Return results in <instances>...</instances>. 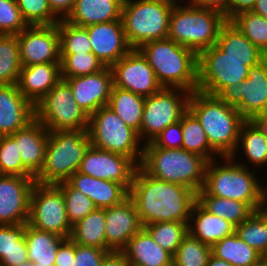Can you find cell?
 <instances>
[{"instance_id":"cell-1","label":"cell","mask_w":267,"mask_h":266,"mask_svg":"<svg viewBox=\"0 0 267 266\" xmlns=\"http://www.w3.org/2000/svg\"><path fill=\"white\" fill-rule=\"evenodd\" d=\"M143 226L155 222L189 223L197 193L180 184L161 181L146 174L139 166L129 191Z\"/></svg>"},{"instance_id":"cell-2","label":"cell","mask_w":267,"mask_h":266,"mask_svg":"<svg viewBox=\"0 0 267 266\" xmlns=\"http://www.w3.org/2000/svg\"><path fill=\"white\" fill-rule=\"evenodd\" d=\"M210 160L205 170L203 189L217 197L248 203L255 211L267 207V186L257 178L249 163L231 157ZM223 161V162H222ZM250 168V169H249Z\"/></svg>"},{"instance_id":"cell-3","label":"cell","mask_w":267,"mask_h":266,"mask_svg":"<svg viewBox=\"0 0 267 266\" xmlns=\"http://www.w3.org/2000/svg\"><path fill=\"white\" fill-rule=\"evenodd\" d=\"M188 109L205 130L210 147L220 157H231L246 121L237 108L227 105L218 96L196 90L190 95Z\"/></svg>"},{"instance_id":"cell-4","label":"cell","mask_w":267,"mask_h":266,"mask_svg":"<svg viewBox=\"0 0 267 266\" xmlns=\"http://www.w3.org/2000/svg\"><path fill=\"white\" fill-rule=\"evenodd\" d=\"M139 167L149 176L161 181L183 185L198 193L205 182L208 161L183 148L164 149L152 142L143 144Z\"/></svg>"},{"instance_id":"cell-5","label":"cell","mask_w":267,"mask_h":266,"mask_svg":"<svg viewBox=\"0 0 267 266\" xmlns=\"http://www.w3.org/2000/svg\"><path fill=\"white\" fill-rule=\"evenodd\" d=\"M166 88L197 90L198 55L170 38L147 42L138 49Z\"/></svg>"},{"instance_id":"cell-6","label":"cell","mask_w":267,"mask_h":266,"mask_svg":"<svg viewBox=\"0 0 267 266\" xmlns=\"http://www.w3.org/2000/svg\"><path fill=\"white\" fill-rule=\"evenodd\" d=\"M180 3V4H178ZM178 0L172 9L168 38L192 49L197 55L216 45L227 17L218 11L193 6Z\"/></svg>"},{"instance_id":"cell-7","label":"cell","mask_w":267,"mask_h":266,"mask_svg":"<svg viewBox=\"0 0 267 266\" xmlns=\"http://www.w3.org/2000/svg\"><path fill=\"white\" fill-rule=\"evenodd\" d=\"M90 146L87 130L49 131L44 164L34 177L35 183L57 184L67 181L78 171Z\"/></svg>"},{"instance_id":"cell-8","label":"cell","mask_w":267,"mask_h":266,"mask_svg":"<svg viewBox=\"0 0 267 266\" xmlns=\"http://www.w3.org/2000/svg\"><path fill=\"white\" fill-rule=\"evenodd\" d=\"M177 0H124L121 20L132 49L168 38L170 16Z\"/></svg>"},{"instance_id":"cell-9","label":"cell","mask_w":267,"mask_h":266,"mask_svg":"<svg viewBox=\"0 0 267 266\" xmlns=\"http://www.w3.org/2000/svg\"><path fill=\"white\" fill-rule=\"evenodd\" d=\"M88 136L94 148L121 154L137 166L143 156V147L138 133L127 126L107 105L89 117Z\"/></svg>"},{"instance_id":"cell-10","label":"cell","mask_w":267,"mask_h":266,"mask_svg":"<svg viewBox=\"0 0 267 266\" xmlns=\"http://www.w3.org/2000/svg\"><path fill=\"white\" fill-rule=\"evenodd\" d=\"M261 62L262 59L229 58L213 45L198 54L197 90L217 96L225 87L244 81L249 68Z\"/></svg>"},{"instance_id":"cell-11","label":"cell","mask_w":267,"mask_h":266,"mask_svg":"<svg viewBox=\"0 0 267 266\" xmlns=\"http://www.w3.org/2000/svg\"><path fill=\"white\" fill-rule=\"evenodd\" d=\"M34 107L35 118L49 131L88 129L90 116L78 105L72 89L63 79Z\"/></svg>"},{"instance_id":"cell-12","label":"cell","mask_w":267,"mask_h":266,"mask_svg":"<svg viewBox=\"0 0 267 266\" xmlns=\"http://www.w3.org/2000/svg\"><path fill=\"white\" fill-rule=\"evenodd\" d=\"M190 95L191 92L186 89L163 87L159 92L145 98L138 133L142 144L152 142L165 128L181 120L188 110Z\"/></svg>"},{"instance_id":"cell-13","label":"cell","mask_w":267,"mask_h":266,"mask_svg":"<svg viewBox=\"0 0 267 266\" xmlns=\"http://www.w3.org/2000/svg\"><path fill=\"white\" fill-rule=\"evenodd\" d=\"M28 224L41 231L70 237L72 226L67 219L64 196L55 184H34Z\"/></svg>"},{"instance_id":"cell-14","label":"cell","mask_w":267,"mask_h":266,"mask_svg":"<svg viewBox=\"0 0 267 266\" xmlns=\"http://www.w3.org/2000/svg\"><path fill=\"white\" fill-rule=\"evenodd\" d=\"M217 96L246 120L267 112V65L261 62L250 67L244 81L225 87Z\"/></svg>"},{"instance_id":"cell-15","label":"cell","mask_w":267,"mask_h":266,"mask_svg":"<svg viewBox=\"0 0 267 266\" xmlns=\"http://www.w3.org/2000/svg\"><path fill=\"white\" fill-rule=\"evenodd\" d=\"M111 69L114 87L131 91L145 98L163 88L147 59L138 49H132Z\"/></svg>"},{"instance_id":"cell-16","label":"cell","mask_w":267,"mask_h":266,"mask_svg":"<svg viewBox=\"0 0 267 266\" xmlns=\"http://www.w3.org/2000/svg\"><path fill=\"white\" fill-rule=\"evenodd\" d=\"M21 67L60 63V34L54 25L28 26L17 35Z\"/></svg>"},{"instance_id":"cell-17","label":"cell","mask_w":267,"mask_h":266,"mask_svg":"<svg viewBox=\"0 0 267 266\" xmlns=\"http://www.w3.org/2000/svg\"><path fill=\"white\" fill-rule=\"evenodd\" d=\"M34 176L0 174V225L28 223Z\"/></svg>"},{"instance_id":"cell-18","label":"cell","mask_w":267,"mask_h":266,"mask_svg":"<svg viewBox=\"0 0 267 266\" xmlns=\"http://www.w3.org/2000/svg\"><path fill=\"white\" fill-rule=\"evenodd\" d=\"M138 166L128 157L90 146L82 159L78 172L123 185L130 191Z\"/></svg>"},{"instance_id":"cell-19","label":"cell","mask_w":267,"mask_h":266,"mask_svg":"<svg viewBox=\"0 0 267 266\" xmlns=\"http://www.w3.org/2000/svg\"><path fill=\"white\" fill-rule=\"evenodd\" d=\"M61 78L70 86L76 102L89 116L108 104L114 86L111 67L90 75Z\"/></svg>"},{"instance_id":"cell-20","label":"cell","mask_w":267,"mask_h":266,"mask_svg":"<svg viewBox=\"0 0 267 266\" xmlns=\"http://www.w3.org/2000/svg\"><path fill=\"white\" fill-rule=\"evenodd\" d=\"M142 228L135 203L130 197L121 204L105 208L106 250L122 252Z\"/></svg>"},{"instance_id":"cell-21","label":"cell","mask_w":267,"mask_h":266,"mask_svg":"<svg viewBox=\"0 0 267 266\" xmlns=\"http://www.w3.org/2000/svg\"><path fill=\"white\" fill-rule=\"evenodd\" d=\"M85 28L91 42L92 53L105 67H112L132 50L126 39L122 20L94 24Z\"/></svg>"},{"instance_id":"cell-22","label":"cell","mask_w":267,"mask_h":266,"mask_svg":"<svg viewBox=\"0 0 267 266\" xmlns=\"http://www.w3.org/2000/svg\"><path fill=\"white\" fill-rule=\"evenodd\" d=\"M34 118L35 107L17 84L0 85V136L13 134Z\"/></svg>"},{"instance_id":"cell-23","label":"cell","mask_w":267,"mask_h":266,"mask_svg":"<svg viewBox=\"0 0 267 266\" xmlns=\"http://www.w3.org/2000/svg\"><path fill=\"white\" fill-rule=\"evenodd\" d=\"M9 136L18 145L23 166L35 177L44 164L49 130L34 118Z\"/></svg>"},{"instance_id":"cell-24","label":"cell","mask_w":267,"mask_h":266,"mask_svg":"<svg viewBox=\"0 0 267 266\" xmlns=\"http://www.w3.org/2000/svg\"><path fill=\"white\" fill-rule=\"evenodd\" d=\"M67 182L90 198L96 208H108L121 204L129 197V191L121 184L94 178L76 171Z\"/></svg>"},{"instance_id":"cell-25","label":"cell","mask_w":267,"mask_h":266,"mask_svg":"<svg viewBox=\"0 0 267 266\" xmlns=\"http://www.w3.org/2000/svg\"><path fill=\"white\" fill-rule=\"evenodd\" d=\"M60 63L33 64L21 67L19 91L33 104H37L60 80Z\"/></svg>"},{"instance_id":"cell-26","label":"cell","mask_w":267,"mask_h":266,"mask_svg":"<svg viewBox=\"0 0 267 266\" xmlns=\"http://www.w3.org/2000/svg\"><path fill=\"white\" fill-rule=\"evenodd\" d=\"M188 232L192 237L213 247L218 241L232 235L235 226L226 219L209 213L196 201L191 210Z\"/></svg>"},{"instance_id":"cell-27","label":"cell","mask_w":267,"mask_h":266,"mask_svg":"<svg viewBox=\"0 0 267 266\" xmlns=\"http://www.w3.org/2000/svg\"><path fill=\"white\" fill-rule=\"evenodd\" d=\"M123 2L124 0H76L64 20L80 27L121 20Z\"/></svg>"},{"instance_id":"cell-28","label":"cell","mask_w":267,"mask_h":266,"mask_svg":"<svg viewBox=\"0 0 267 266\" xmlns=\"http://www.w3.org/2000/svg\"><path fill=\"white\" fill-rule=\"evenodd\" d=\"M130 266H172L173 256L153 241L142 228L122 251Z\"/></svg>"},{"instance_id":"cell-29","label":"cell","mask_w":267,"mask_h":266,"mask_svg":"<svg viewBox=\"0 0 267 266\" xmlns=\"http://www.w3.org/2000/svg\"><path fill=\"white\" fill-rule=\"evenodd\" d=\"M28 259L36 265H54L59 245L66 239L57 234L41 231L26 223L24 232Z\"/></svg>"},{"instance_id":"cell-30","label":"cell","mask_w":267,"mask_h":266,"mask_svg":"<svg viewBox=\"0 0 267 266\" xmlns=\"http://www.w3.org/2000/svg\"><path fill=\"white\" fill-rule=\"evenodd\" d=\"M240 151L245 154L242 157L247 158L250 166H256L254 170L267 165V139L252 120H246L242 124L238 144L231 158L238 160L237 156L241 154Z\"/></svg>"},{"instance_id":"cell-31","label":"cell","mask_w":267,"mask_h":266,"mask_svg":"<svg viewBox=\"0 0 267 266\" xmlns=\"http://www.w3.org/2000/svg\"><path fill=\"white\" fill-rule=\"evenodd\" d=\"M197 202L209 213L226 219L235 227L255 212L248 203L209 195L203 188L197 193Z\"/></svg>"},{"instance_id":"cell-32","label":"cell","mask_w":267,"mask_h":266,"mask_svg":"<svg viewBox=\"0 0 267 266\" xmlns=\"http://www.w3.org/2000/svg\"><path fill=\"white\" fill-rule=\"evenodd\" d=\"M69 238L79 245L106 250L105 209L96 208L74 224Z\"/></svg>"},{"instance_id":"cell-33","label":"cell","mask_w":267,"mask_h":266,"mask_svg":"<svg viewBox=\"0 0 267 266\" xmlns=\"http://www.w3.org/2000/svg\"><path fill=\"white\" fill-rule=\"evenodd\" d=\"M144 104L145 97L113 86L107 106L111 108L127 126L139 133Z\"/></svg>"},{"instance_id":"cell-34","label":"cell","mask_w":267,"mask_h":266,"mask_svg":"<svg viewBox=\"0 0 267 266\" xmlns=\"http://www.w3.org/2000/svg\"><path fill=\"white\" fill-rule=\"evenodd\" d=\"M216 45L235 59H262L259 50L230 20L222 26Z\"/></svg>"},{"instance_id":"cell-35","label":"cell","mask_w":267,"mask_h":266,"mask_svg":"<svg viewBox=\"0 0 267 266\" xmlns=\"http://www.w3.org/2000/svg\"><path fill=\"white\" fill-rule=\"evenodd\" d=\"M212 254L232 266H249L262 259V255L248 246L235 232L218 241L212 247Z\"/></svg>"},{"instance_id":"cell-36","label":"cell","mask_w":267,"mask_h":266,"mask_svg":"<svg viewBox=\"0 0 267 266\" xmlns=\"http://www.w3.org/2000/svg\"><path fill=\"white\" fill-rule=\"evenodd\" d=\"M182 133L183 149L204 157L208 162L219 159L220 156L210 147L205 130L189 109L182 116Z\"/></svg>"},{"instance_id":"cell-37","label":"cell","mask_w":267,"mask_h":266,"mask_svg":"<svg viewBox=\"0 0 267 266\" xmlns=\"http://www.w3.org/2000/svg\"><path fill=\"white\" fill-rule=\"evenodd\" d=\"M21 62L17 35L0 34V85L19 81Z\"/></svg>"},{"instance_id":"cell-38","label":"cell","mask_w":267,"mask_h":266,"mask_svg":"<svg viewBox=\"0 0 267 266\" xmlns=\"http://www.w3.org/2000/svg\"><path fill=\"white\" fill-rule=\"evenodd\" d=\"M235 233L263 256L267 252V207L255 211L248 219L236 226Z\"/></svg>"},{"instance_id":"cell-39","label":"cell","mask_w":267,"mask_h":266,"mask_svg":"<svg viewBox=\"0 0 267 266\" xmlns=\"http://www.w3.org/2000/svg\"><path fill=\"white\" fill-rule=\"evenodd\" d=\"M143 228L150 234L153 241L172 256L189 234L188 223L178 221L155 222Z\"/></svg>"},{"instance_id":"cell-40","label":"cell","mask_w":267,"mask_h":266,"mask_svg":"<svg viewBox=\"0 0 267 266\" xmlns=\"http://www.w3.org/2000/svg\"><path fill=\"white\" fill-rule=\"evenodd\" d=\"M212 254V247L188 234L175 254L172 266H206Z\"/></svg>"},{"instance_id":"cell-41","label":"cell","mask_w":267,"mask_h":266,"mask_svg":"<svg viewBox=\"0 0 267 266\" xmlns=\"http://www.w3.org/2000/svg\"><path fill=\"white\" fill-rule=\"evenodd\" d=\"M230 21L261 51L267 47V19L252 11L234 15Z\"/></svg>"},{"instance_id":"cell-42","label":"cell","mask_w":267,"mask_h":266,"mask_svg":"<svg viewBox=\"0 0 267 266\" xmlns=\"http://www.w3.org/2000/svg\"><path fill=\"white\" fill-rule=\"evenodd\" d=\"M60 54L90 53L91 42L85 27L76 26L61 19L58 22Z\"/></svg>"},{"instance_id":"cell-43","label":"cell","mask_w":267,"mask_h":266,"mask_svg":"<svg viewBox=\"0 0 267 266\" xmlns=\"http://www.w3.org/2000/svg\"><path fill=\"white\" fill-rule=\"evenodd\" d=\"M61 77H78L97 73L105 68L92 53L60 54Z\"/></svg>"},{"instance_id":"cell-44","label":"cell","mask_w":267,"mask_h":266,"mask_svg":"<svg viewBox=\"0 0 267 266\" xmlns=\"http://www.w3.org/2000/svg\"><path fill=\"white\" fill-rule=\"evenodd\" d=\"M55 185L62 191L64 196L67 219L71 226L96 209L90 198L74 189L67 181Z\"/></svg>"},{"instance_id":"cell-45","label":"cell","mask_w":267,"mask_h":266,"mask_svg":"<svg viewBox=\"0 0 267 266\" xmlns=\"http://www.w3.org/2000/svg\"><path fill=\"white\" fill-rule=\"evenodd\" d=\"M0 174L33 176L23 166L18 145L9 135L0 136Z\"/></svg>"},{"instance_id":"cell-46","label":"cell","mask_w":267,"mask_h":266,"mask_svg":"<svg viewBox=\"0 0 267 266\" xmlns=\"http://www.w3.org/2000/svg\"><path fill=\"white\" fill-rule=\"evenodd\" d=\"M23 18L29 26L54 25L60 19L52 12L48 0H16Z\"/></svg>"},{"instance_id":"cell-47","label":"cell","mask_w":267,"mask_h":266,"mask_svg":"<svg viewBox=\"0 0 267 266\" xmlns=\"http://www.w3.org/2000/svg\"><path fill=\"white\" fill-rule=\"evenodd\" d=\"M28 26L16 0H0V34L18 35Z\"/></svg>"},{"instance_id":"cell-48","label":"cell","mask_w":267,"mask_h":266,"mask_svg":"<svg viewBox=\"0 0 267 266\" xmlns=\"http://www.w3.org/2000/svg\"><path fill=\"white\" fill-rule=\"evenodd\" d=\"M26 223L22 225H0V261L17 245L24 236Z\"/></svg>"},{"instance_id":"cell-49","label":"cell","mask_w":267,"mask_h":266,"mask_svg":"<svg viewBox=\"0 0 267 266\" xmlns=\"http://www.w3.org/2000/svg\"><path fill=\"white\" fill-rule=\"evenodd\" d=\"M183 133H182V118L165 128L152 143L164 149H178L182 148Z\"/></svg>"},{"instance_id":"cell-50","label":"cell","mask_w":267,"mask_h":266,"mask_svg":"<svg viewBox=\"0 0 267 266\" xmlns=\"http://www.w3.org/2000/svg\"><path fill=\"white\" fill-rule=\"evenodd\" d=\"M107 250L76 244L75 260L71 266H100Z\"/></svg>"},{"instance_id":"cell-51","label":"cell","mask_w":267,"mask_h":266,"mask_svg":"<svg viewBox=\"0 0 267 266\" xmlns=\"http://www.w3.org/2000/svg\"><path fill=\"white\" fill-rule=\"evenodd\" d=\"M25 262H29V259L25 237L23 236L17 241L14 249L0 261V266H18Z\"/></svg>"},{"instance_id":"cell-52","label":"cell","mask_w":267,"mask_h":266,"mask_svg":"<svg viewBox=\"0 0 267 266\" xmlns=\"http://www.w3.org/2000/svg\"><path fill=\"white\" fill-rule=\"evenodd\" d=\"M76 243L66 238L58 247L54 266H71L75 260Z\"/></svg>"},{"instance_id":"cell-53","label":"cell","mask_w":267,"mask_h":266,"mask_svg":"<svg viewBox=\"0 0 267 266\" xmlns=\"http://www.w3.org/2000/svg\"><path fill=\"white\" fill-rule=\"evenodd\" d=\"M188 2L199 8L218 11L228 19V0H188Z\"/></svg>"},{"instance_id":"cell-54","label":"cell","mask_w":267,"mask_h":266,"mask_svg":"<svg viewBox=\"0 0 267 266\" xmlns=\"http://www.w3.org/2000/svg\"><path fill=\"white\" fill-rule=\"evenodd\" d=\"M76 0H48L52 12L61 20L71 12Z\"/></svg>"},{"instance_id":"cell-55","label":"cell","mask_w":267,"mask_h":266,"mask_svg":"<svg viewBox=\"0 0 267 266\" xmlns=\"http://www.w3.org/2000/svg\"><path fill=\"white\" fill-rule=\"evenodd\" d=\"M255 2L256 0H228V20L240 12L251 11Z\"/></svg>"},{"instance_id":"cell-56","label":"cell","mask_w":267,"mask_h":266,"mask_svg":"<svg viewBox=\"0 0 267 266\" xmlns=\"http://www.w3.org/2000/svg\"><path fill=\"white\" fill-rule=\"evenodd\" d=\"M100 266H130L123 252H108Z\"/></svg>"},{"instance_id":"cell-57","label":"cell","mask_w":267,"mask_h":266,"mask_svg":"<svg viewBox=\"0 0 267 266\" xmlns=\"http://www.w3.org/2000/svg\"><path fill=\"white\" fill-rule=\"evenodd\" d=\"M252 121L261 129L267 139V112L259 114Z\"/></svg>"},{"instance_id":"cell-58","label":"cell","mask_w":267,"mask_h":266,"mask_svg":"<svg viewBox=\"0 0 267 266\" xmlns=\"http://www.w3.org/2000/svg\"><path fill=\"white\" fill-rule=\"evenodd\" d=\"M251 11L267 19V0H256Z\"/></svg>"},{"instance_id":"cell-59","label":"cell","mask_w":267,"mask_h":266,"mask_svg":"<svg viewBox=\"0 0 267 266\" xmlns=\"http://www.w3.org/2000/svg\"><path fill=\"white\" fill-rule=\"evenodd\" d=\"M206 266H232L230 263L217 258L213 254L209 257L208 264Z\"/></svg>"},{"instance_id":"cell-60","label":"cell","mask_w":267,"mask_h":266,"mask_svg":"<svg viewBox=\"0 0 267 266\" xmlns=\"http://www.w3.org/2000/svg\"><path fill=\"white\" fill-rule=\"evenodd\" d=\"M262 62L267 65V47L262 51Z\"/></svg>"},{"instance_id":"cell-61","label":"cell","mask_w":267,"mask_h":266,"mask_svg":"<svg viewBox=\"0 0 267 266\" xmlns=\"http://www.w3.org/2000/svg\"><path fill=\"white\" fill-rule=\"evenodd\" d=\"M249 266H267L266 261L262 258L260 259L258 262H256L255 264L249 265Z\"/></svg>"},{"instance_id":"cell-62","label":"cell","mask_w":267,"mask_h":266,"mask_svg":"<svg viewBox=\"0 0 267 266\" xmlns=\"http://www.w3.org/2000/svg\"><path fill=\"white\" fill-rule=\"evenodd\" d=\"M18 266H33V263L29 261V262L22 263L21 265H18Z\"/></svg>"},{"instance_id":"cell-63","label":"cell","mask_w":267,"mask_h":266,"mask_svg":"<svg viewBox=\"0 0 267 266\" xmlns=\"http://www.w3.org/2000/svg\"><path fill=\"white\" fill-rule=\"evenodd\" d=\"M262 258L266 261L267 263V252L262 256Z\"/></svg>"},{"instance_id":"cell-64","label":"cell","mask_w":267,"mask_h":266,"mask_svg":"<svg viewBox=\"0 0 267 266\" xmlns=\"http://www.w3.org/2000/svg\"><path fill=\"white\" fill-rule=\"evenodd\" d=\"M33 266H54V265H36L35 263H33Z\"/></svg>"}]
</instances>
